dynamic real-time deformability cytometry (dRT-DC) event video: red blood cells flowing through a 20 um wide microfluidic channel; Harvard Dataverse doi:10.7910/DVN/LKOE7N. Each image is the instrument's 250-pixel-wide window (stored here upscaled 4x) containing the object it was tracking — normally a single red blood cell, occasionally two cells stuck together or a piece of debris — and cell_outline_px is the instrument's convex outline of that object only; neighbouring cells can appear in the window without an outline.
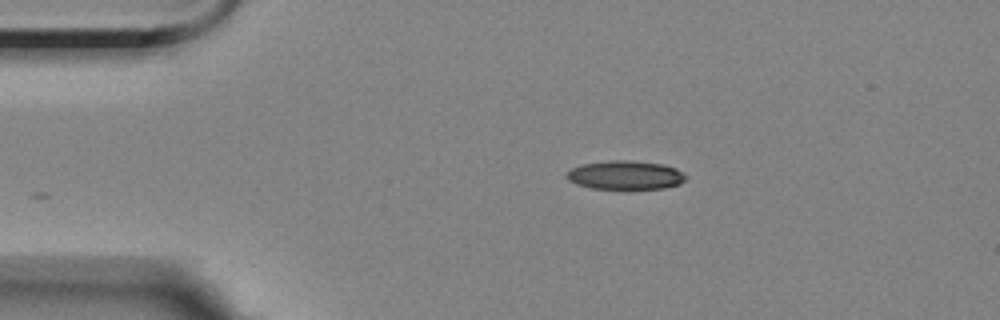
{"species": "Egyptian fruit bat (a non-hibernating species)", "species_latin": "Rousettus aegyptiacus", "temperature_condition": "room temperature", "stored_images_in_passage": 2, "camera_frame_rate_fps": 3000, "um_per_image_px": 0.085, "animal": {"sex": "female"}, "frame": {"image": 1, "passage_image": 2, "time_ms": 2.0, "image_size_px": [1000, 320], "cell_outline_px": [[688, 176], [680, 184], [664, 188], [592, 188], [576, 184], [568, 180], [564, 176], [572, 168], [580, 164], [608, 160], [624, 160], [664, 164], [676, 168]], "centroid_in_image_um": [53.14, 14.87], "position_along_channel_um": 31.9, "area_um2": 19.94}}